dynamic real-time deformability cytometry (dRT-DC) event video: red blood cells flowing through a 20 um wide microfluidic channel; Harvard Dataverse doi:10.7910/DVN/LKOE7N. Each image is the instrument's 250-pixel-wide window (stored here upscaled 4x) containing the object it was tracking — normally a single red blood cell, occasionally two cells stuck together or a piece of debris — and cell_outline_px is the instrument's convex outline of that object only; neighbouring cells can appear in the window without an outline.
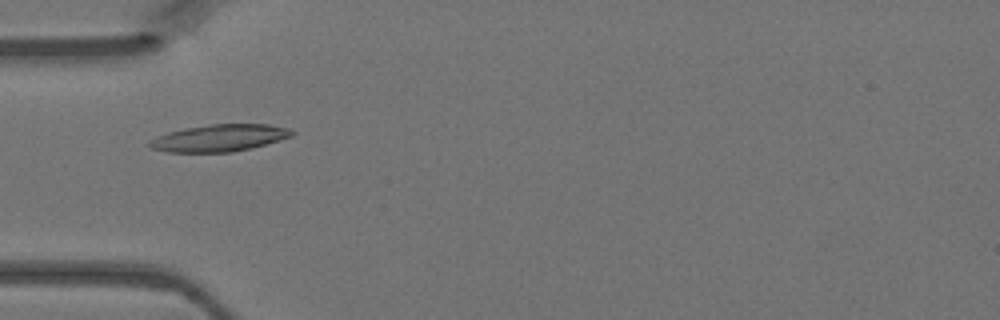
{"species": "Egyptian fruit bat (a non-hibernating species)", "species_latin": "Rousettus aegyptiacus", "temperature_condition": "warm", "stored_images_in_passage": 37, "camera_frame_rate_fps": 3000, "um_per_image_px": 0.085, "animal": {"sex": "female"}, "frame": {"image": 1, "passage_image": 5, "time_ms": 1.333, "image_size_px": [1000, 320], "cell_outline_px": [[296, 132], [292, 136], [252, 148], [232, 152], [168, 152], [152, 148], [148, 144], [148, 140], [156, 136], [168, 132], [184, 128], [208, 124], [268, 124], [292, 128]], "centroid_in_image_um": [18.66, 11.72], "position_along_channel_um": 66.3, "area_um2": 22.6}}
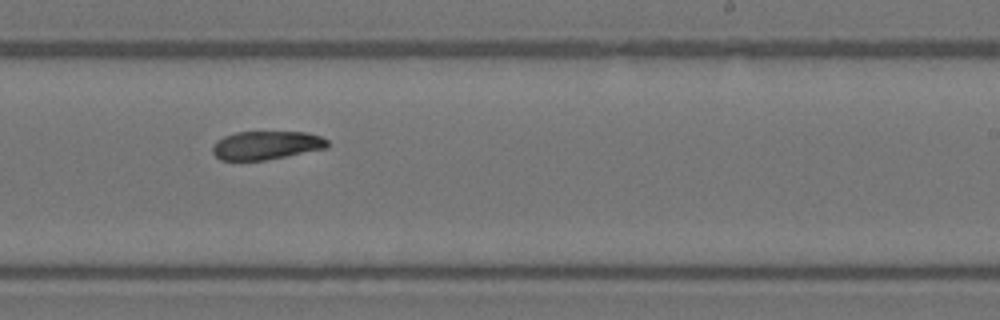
{"frame": {"image": 2, "passage_image": 19, "time_ms": 6.0, "image_size_px": [1000, 320], "cell_outline_px": [[328, 148], [264, 160], [220, 160], [212, 152], [212, 144], [216, 140], [224, 136], [236, 132], [308, 132], [320, 136], [328, 140]], "centroid_in_image_um": [22.62, 12.34], "position_along_channel_um": 266.4, "area_um2": 19.13}}
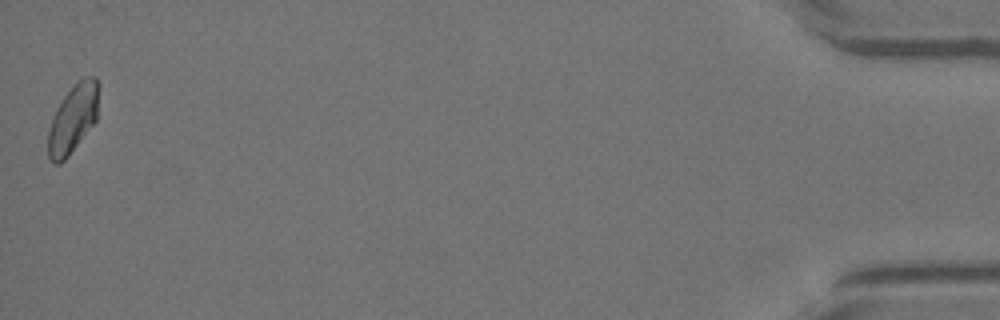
{"frame": {"image": 3, "passage_image": 37, "time_ms": 12.0, "image_size_px": [1000, 320], "cell_outline_px": [[100, 88], [96, 120], [68, 156], [60, 164], [52, 164], [48, 156], [48, 132], [52, 116], [56, 108], [64, 96], [76, 80], [84, 76], [96, 76], [100, 84]], "centroid_in_image_um": [6.21, 10.03], "position_along_channel_um": 429.0, "area_um2": 20.52}}